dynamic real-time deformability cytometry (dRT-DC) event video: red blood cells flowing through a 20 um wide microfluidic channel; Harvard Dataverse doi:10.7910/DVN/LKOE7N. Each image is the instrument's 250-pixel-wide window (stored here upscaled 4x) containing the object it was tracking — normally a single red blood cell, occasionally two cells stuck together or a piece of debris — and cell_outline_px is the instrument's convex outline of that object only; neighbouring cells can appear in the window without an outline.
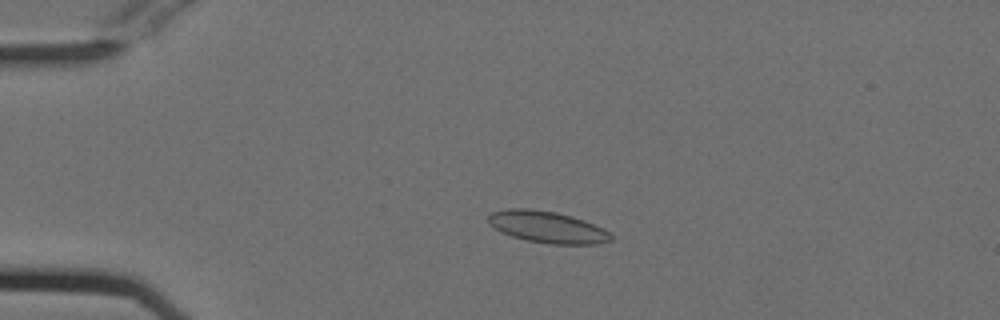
{"species": "Egyptian fruit bat (a non-hibernating species)", "species_latin": "Rousettus aegyptiacus", "temperature_condition": "cold", "stored_images_in_passage": 44, "camera_frame_rate_fps": 3000, "um_per_image_px": 0.085, "animal": {"sex": "female"}, "frame": {"image": 1, "passage_image": 3, "time_ms": 0.667, "image_size_px": [1000, 320], "cell_outline_px": [[612, 240], [596, 244], [548, 244], [528, 240], [512, 236], [500, 232], [488, 224], [488, 216], [492, 212], [508, 208], [528, 208], [556, 212], [572, 216], [584, 220], [604, 228], [612, 232]], "centroid_in_image_um": [46.53, 19.29], "position_along_channel_um": 38.5, "area_um2": 22.83}}
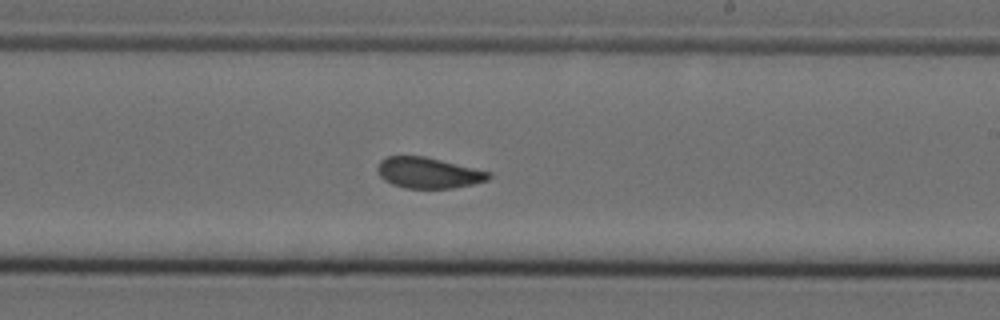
{"frame": {"image": 2, "passage_image": 23, "time_ms": 7.333, "image_size_px": [1000, 320], "cell_outline_px": [[492, 176], [488, 180], [472, 184], [452, 188], [404, 188], [392, 184], [384, 180], [380, 176], [376, 168], [380, 160], [388, 156], [424, 156], [492, 172]], "centroid_in_image_um": [36.41, 14.69], "position_along_channel_um": 252.6, "area_um2": 20.0}}
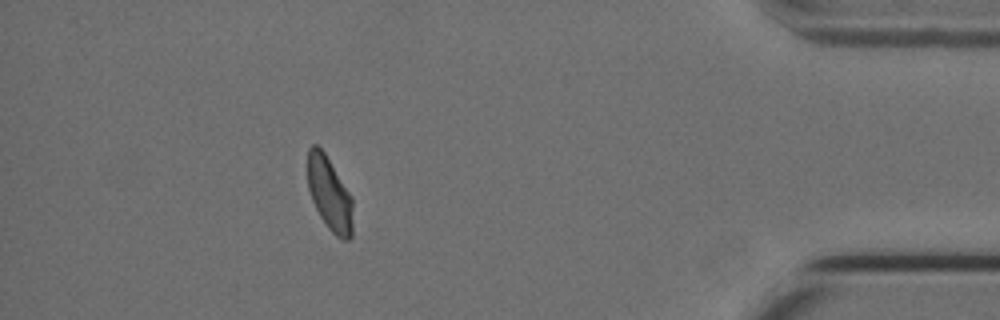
{"frame": {"image": 3, "passage_image": 39, "time_ms": 12.667, "image_size_px": [1000, 320], "cell_outline_px": [[352, 236], [348, 240], [344, 240], [336, 236], [328, 228], [320, 216], [312, 200], [308, 188], [308, 148], [312, 144], [316, 144], [324, 152], [352, 196]], "centroid_in_image_um": [28.01, 16.48], "position_along_channel_um": 407.2, "area_um2": 19.31}, "authors_computed_cell_mechanics": {"area_um2": 20.4901, "velocity_mm_per_s": 3.7744, "shape_relaxation_time_tau1_ms": null, "shape_relaxation_time_tau2_ms": 1.4305, "deformation_change_tau1": null, "deformation_change_tau2": 0.0685}}